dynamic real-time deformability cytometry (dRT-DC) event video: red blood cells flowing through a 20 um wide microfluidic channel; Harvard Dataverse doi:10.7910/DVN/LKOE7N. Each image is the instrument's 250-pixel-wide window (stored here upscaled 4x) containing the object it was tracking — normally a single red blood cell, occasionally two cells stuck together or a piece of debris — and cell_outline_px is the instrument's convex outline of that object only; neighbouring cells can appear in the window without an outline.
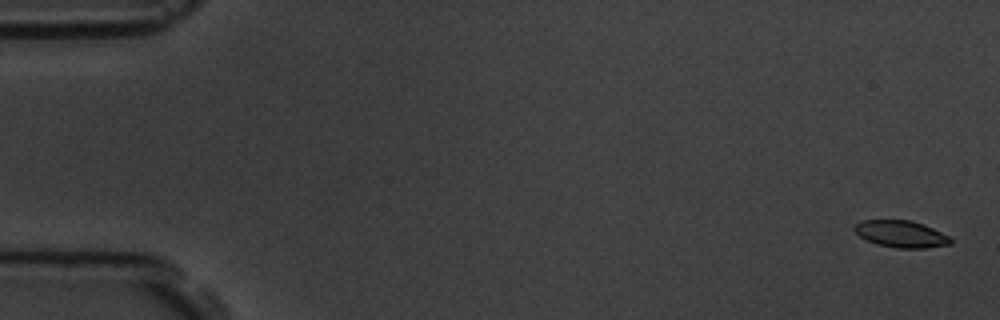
{"species": "common noctule bat (a hibernating species)", "species_latin": "Nyctalus noctula", "temperature_condition": "room temperature", "stored_images_in_passage": 6, "camera_frame_rate_fps": 3000, "um_per_image_px": 0.085, "animal": {"sex": "male", "body_mass_g": 19.5, "forearm_length_mm": 54.6}, "frame": {"image": 1, "passage_image": 1, "time_ms": 0.0, "image_size_px": [1000, 320], "cell_outline_px": [[952, 244], [924, 248], [896, 248], [876, 244], [860, 236], [852, 228], [856, 224], [864, 220], [912, 220], [924, 224], [948, 236], [952, 240]], "centroid_in_image_um": [76.59, 19.89], "position_along_channel_um": 8.4, "area_um2": 14.97}}
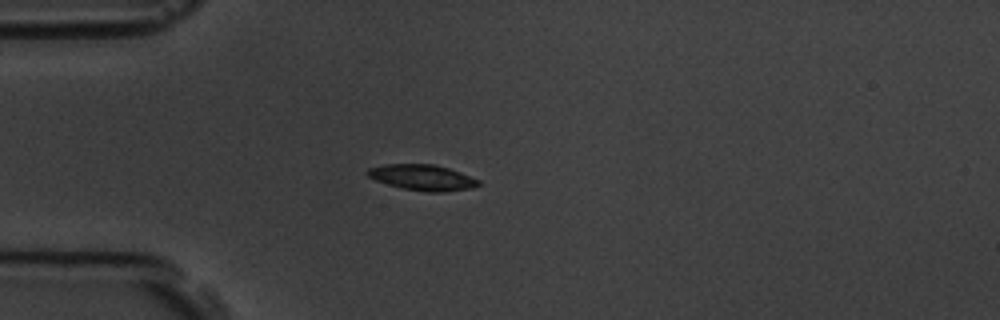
{"frame": {"image": 2, "passage_image": 5, "time_ms": 4.667, "image_size_px": [1000, 320], "cell_outline_px": [[480, 184], [472, 188], [444, 192], [428, 192], [404, 188], [388, 184], [376, 180], [368, 176], [364, 172], [368, 168], [384, 164], [432, 164], [448, 168], [460, 172], [480, 180]], "centroid_in_image_um": [35.9, 15.08], "position_along_channel_um": 49.1, "area_um2": 16.59}}